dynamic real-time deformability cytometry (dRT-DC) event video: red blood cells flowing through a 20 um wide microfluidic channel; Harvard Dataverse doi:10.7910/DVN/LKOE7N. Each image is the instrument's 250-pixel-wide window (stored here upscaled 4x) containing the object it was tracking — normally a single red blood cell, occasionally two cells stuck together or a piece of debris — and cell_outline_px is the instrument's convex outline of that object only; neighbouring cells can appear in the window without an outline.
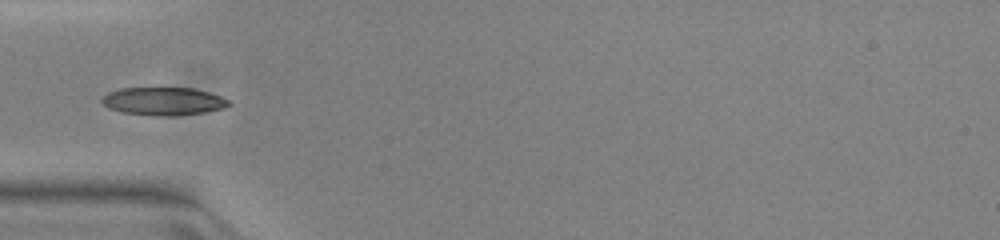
{"species": "common noctule bat (a hibernating species)", "species_latin": "Nyctalus noctula", "temperature_condition": "warm", "stored_images_in_passage": 36, "camera_frame_rate_fps": 3000, "um_per_image_px": 0.085, "animal": {"sex": "female", "body_mass_g": 23.0, "forearm_length_mm": 53.4}, "frame": {"image": 1, "passage_image": 1, "time_ms": 0.0, "image_size_px": [1000, 240], "cell_outline_px": [[232, 104], [224, 108], [204, 112], [172, 116], [156, 116], [124, 112], [108, 108], [100, 100], [108, 92], [120, 88], [192, 88], [208, 92], [220, 96], [228, 100]], "centroid_in_image_um": [13.89, 8.6], "position_along_channel_um": 71.1, "area_um2": 20.58}}
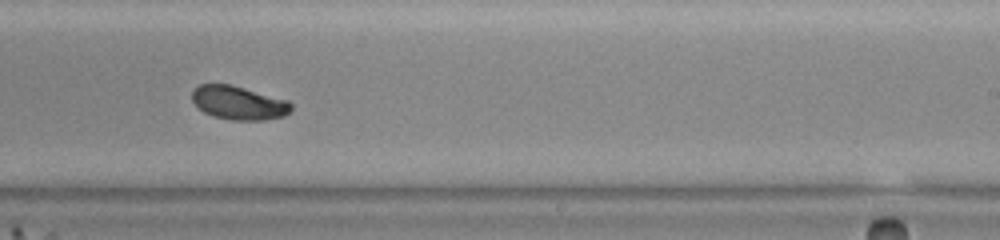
{"frame": {"image": 2, "passage_image": 16, "time_ms": 5.0, "image_size_px": [1000, 240], "cell_outline_px": [[292, 108], [284, 116], [264, 120], [232, 120], [212, 116], [204, 112], [192, 100], [192, 88], [200, 84], [228, 84], [244, 88], [288, 100], [292, 104]], "centroid_in_image_um": [20.27, 8.74], "position_along_channel_um": 268.7, "area_um2": 19.36}}
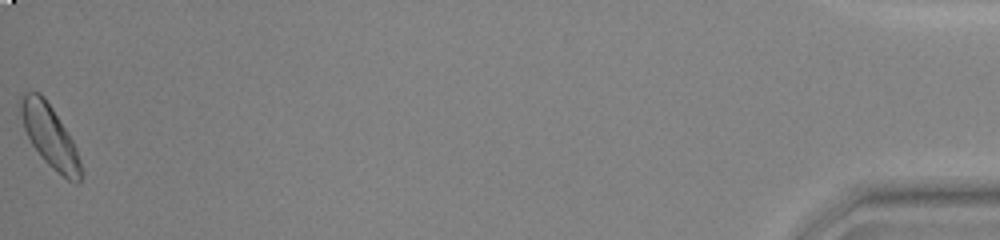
{"frame": {"image": 3, "passage_image": 36, "time_ms": 11.667, "image_size_px": [1000, 240], "cell_outline_px": [[80, 180], [76, 184], [68, 180], [52, 168], [40, 156], [32, 144], [24, 128], [20, 116], [16, 100], [24, 92], [40, 92], [44, 96], [52, 108], [72, 140], [76, 148], [80, 160]], "centroid_in_image_um": [4.17, 11.51], "position_along_channel_um": 431.0, "area_um2": 21.79}}